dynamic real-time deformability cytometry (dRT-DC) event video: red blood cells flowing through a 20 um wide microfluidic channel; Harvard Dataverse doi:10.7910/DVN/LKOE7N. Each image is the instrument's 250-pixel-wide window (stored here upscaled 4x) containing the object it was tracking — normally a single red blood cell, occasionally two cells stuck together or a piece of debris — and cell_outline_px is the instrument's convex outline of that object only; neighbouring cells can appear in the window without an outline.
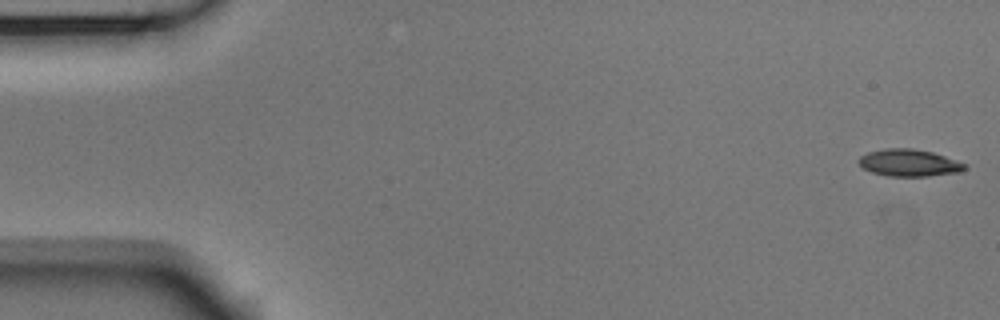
{"species": "Egyptian fruit bat (a non-hibernating species)", "species_latin": "Rousettus aegyptiacus", "temperature_condition": "room temperature", "stored_images_in_passage": 53, "camera_frame_rate_fps": 3000, "um_per_image_px": 0.085, "animal": {"sex": "male"}, "frame": {"image": 1, "passage_image": 1, "time_ms": 0.0, "image_size_px": [1000, 320], "cell_outline_px": [[968, 168], [960, 172], [928, 176], [888, 176], [872, 172], [864, 168], [856, 160], [860, 156], [868, 152], [884, 148], [912, 148], [932, 152], [968, 164]], "centroid_in_image_um": [77.29, 13.84], "position_along_channel_um": 7.7, "area_um2": 16.82}}
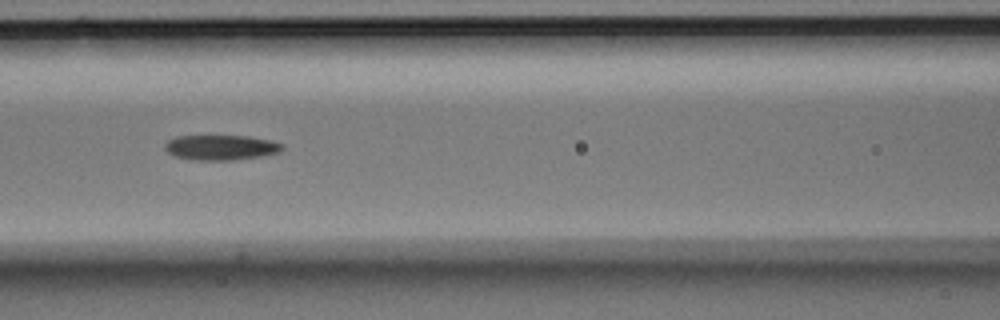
{"frame": {"image": 2, "passage_image": 23, "time_ms": 7.333, "image_size_px": [1000, 320], "cell_outline_px": [[284, 148], [280, 152], [264, 156], [232, 160], [192, 160], [176, 156], [168, 152], [164, 148], [164, 144], [168, 140], [176, 136], [248, 136], [272, 140], [284, 144]], "centroid_in_image_um": [18.82, 12.53], "position_along_channel_um": 147.8, "area_um2": 17.34}}
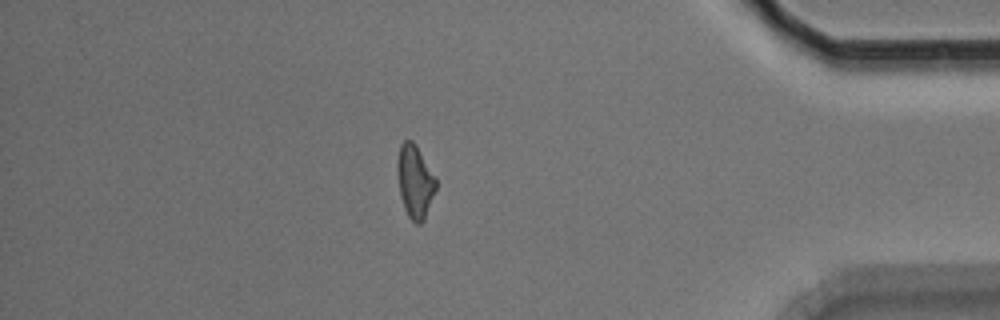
{"frame": {"image": 3, "passage_image": 46, "time_ms": 15.0, "image_size_px": [1000, 320], "cell_outline_px": [[436, 188], [424, 220], [420, 224], [416, 224], [408, 216], [404, 208], [400, 196], [396, 172], [396, 160], [400, 144], [404, 140], [412, 140], [416, 144], [436, 180]], "centroid_in_image_um": [35.23, 15.41], "position_along_channel_um": 400.0, "area_um2": 16.47}, "authors_computed_cell_mechanics": {"area_um2": 17.051, "velocity_mm_per_s": 3.7678, "shape_relaxation_time_tau1_ms": 6.3513, "shape_relaxation_time_tau2_ms": 8.4857, "deformation_change_tau1": 0.1529, "deformation_change_tau2": 0.203}}